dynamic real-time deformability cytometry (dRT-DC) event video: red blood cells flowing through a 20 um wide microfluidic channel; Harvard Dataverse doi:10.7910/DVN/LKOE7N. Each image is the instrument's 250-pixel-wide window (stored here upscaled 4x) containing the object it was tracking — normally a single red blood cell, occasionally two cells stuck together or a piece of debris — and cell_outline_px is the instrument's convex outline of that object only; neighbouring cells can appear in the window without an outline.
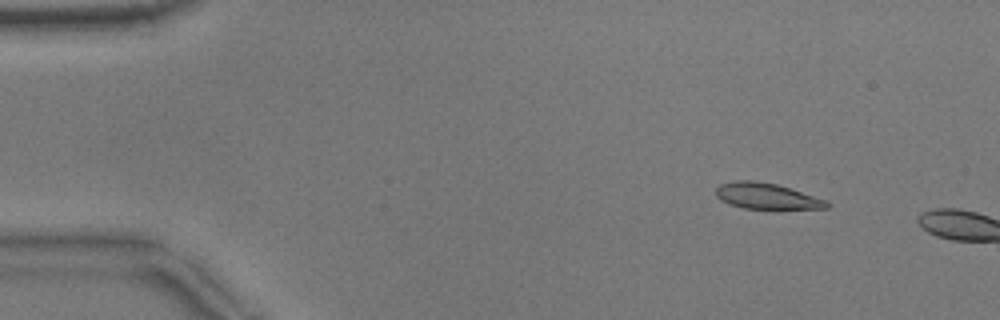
{"species": "common noctule bat (a hibernating species)", "species_latin": "Nyctalus noctula", "temperature_condition": "warm", "stored_images_in_passage": 10, "camera_frame_rate_fps": 3000, "um_per_image_px": 0.085, "animal": {"sex": "male", "body_mass_g": 17.9}, "frame": {"image": 1, "passage_image": 7, "time_ms": 2.0, "image_size_px": [1000, 320], "cell_outline_px": [[832, 204], [828, 208], [776, 212], [744, 208], [728, 204], [720, 200], [716, 196], [716, 188], [720, 184], [736, 180], [752, 180], [776, 184], [828, 200]], "centroid_in_image_um": [65.25, 16.74], "position_along_channel_um": 19.8, "area_um2": 17.86}}